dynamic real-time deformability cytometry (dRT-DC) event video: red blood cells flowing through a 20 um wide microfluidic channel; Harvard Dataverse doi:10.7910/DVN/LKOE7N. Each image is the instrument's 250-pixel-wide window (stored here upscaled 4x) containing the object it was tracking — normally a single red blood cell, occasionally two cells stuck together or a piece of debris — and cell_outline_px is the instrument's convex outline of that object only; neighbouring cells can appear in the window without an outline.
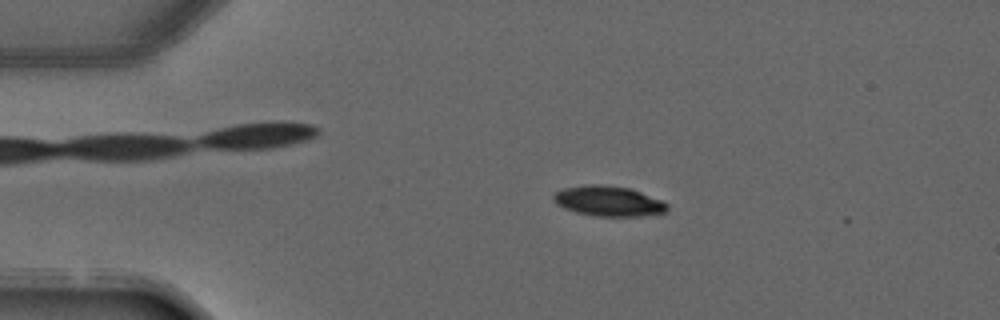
{"species": "common noctule bat (a hibernating species)", "species_latin": "Nyctalus noctula", "temperature_condition": "warm", "stored_images_in_passage": 5, "camera_frame_rate_fps": 3000, "um_per_image_px": 0.085, "animal": {"sex": "male", "forearm_length_mm": 52.5}, "frame": {"image": 1, "passage_image": 2, "time_ms": 1.333, "image_size_px": [1000, 320], "cell_outline_px": [[668, 212], [640, 216], [596, 216], [576, 212], [564, 208], [556, 204], [552, 200], [552, 196], [556, 192], [564, 188], [584, 184], [600, 184], [628, 188], [640, 192], [660, 200], [668, 204]], "centroid_in_image_um": [51.69, 17.09], "position_along_channel_um": 33.3, "area_um2": 20.0}}
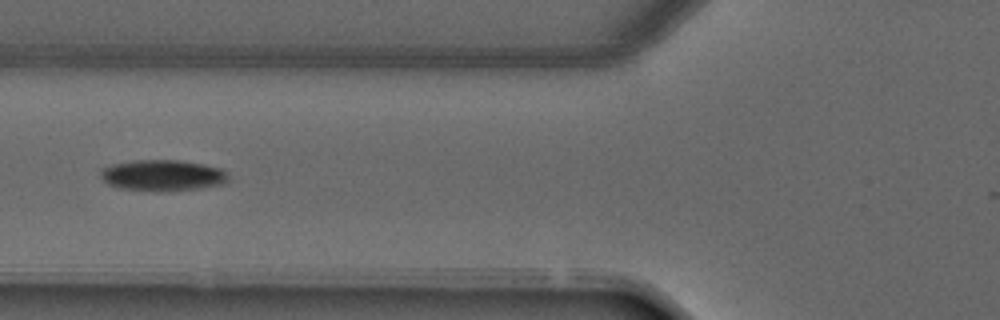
{"frame": {"image": 2, "passage_image": 4, "time_ms": 4.0, "image_size_px": [1000, 320], "cell_outline_px": [[228, 180], [224, 184], [200, 188], [160, 192], [156, 192], [124, 188], [108, 184], [100, 176], [100, 172], [104, 168], [112, 164], [136, 160], [176, 160], [204, 164], [224, 168], [228, 172]], "centroid_in_image_um": [13.89, 14.91], "position_along_channel_um": 111.9, "area_um2": 23.29}}
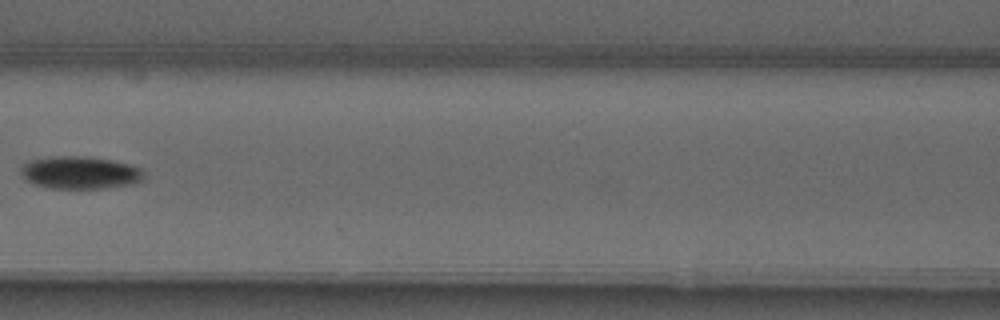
{"frame": {"image": 3, "passage_image": 5, "time_ms": 5.0, "image_size_px": [1000, 320], "cell_outline_px": [[144, 180], [128, 184], [104, 188], [52, 188], [36, 184], [28, 180], [20, 172], [20, 168], [24, 164], [32, 160], [60, 156], [76, 156], [108, 160], [128, 164], [140, 168], [144, 172]], "centroid_in_image_um": [6.82, 14.68], "position_along_channel_um": 159.8, "area_um2": 22.72}}